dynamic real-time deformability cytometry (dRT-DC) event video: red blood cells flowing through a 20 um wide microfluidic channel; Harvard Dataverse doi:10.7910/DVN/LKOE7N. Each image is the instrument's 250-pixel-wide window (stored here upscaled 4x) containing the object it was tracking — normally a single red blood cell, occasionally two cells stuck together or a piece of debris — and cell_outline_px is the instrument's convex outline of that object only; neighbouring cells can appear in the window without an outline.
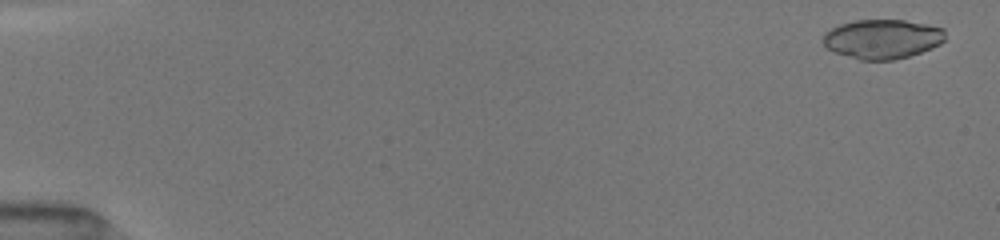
{"species": "common noctule bat (a hibernating species)", "species_latin": "Nyctalus noctula", "temperature_condition": "room temperature", "stored_images_in_passage": 61, "camera_frame_rate_fps": 3000, "um_per_image_px": 0.085, "animal": {"sex": "female", "body_mass_g": 19.5, "forearm_length_mm": 54.1}, "frame": {"image": 1, "passage_image": 2, "time_ms": 0.333, "image_size_px": [1000, 240], "cell_outline_px": [[944, 40], [940, 44], [932, 48], [908, 56], [892, 60], [860, 60], [836, 52], [828, 48], [824, 44], [824, 32], [840, 24], [856, 20], [904, 20], [928, 24], [944, 28]], "centroid_in_image_um": [75.02, 3.31], "position_along_channel_um": 10.0, "area_um2": 27.86}}
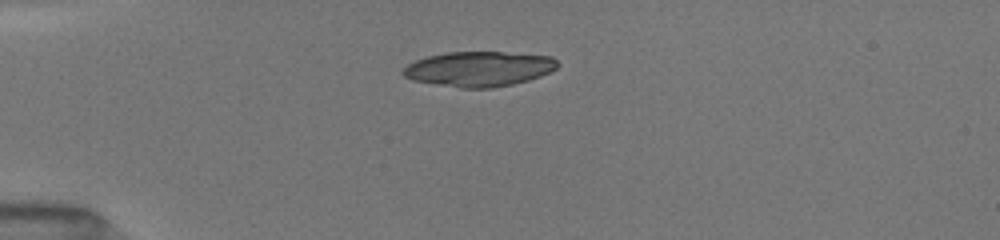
{"frame": {"image": 2, "passage_image": 17, "time_ms": 4.333, "image_size_px": [1000, 240], "cell_outline_px": [[560, 64], [556, 68], [540, 76], [528, 80], [512, 84], [492, 88], [460, 88], [412, 80], [404, 76], [400, 72], [408, 64], [416, 60], [428, 56], [444, 52], [500, 52], [552, 56]], "centroid_in_image_um": [40.69, 5.86], "position_along_channel_um": 44.3, "area_um2": 31.44}}